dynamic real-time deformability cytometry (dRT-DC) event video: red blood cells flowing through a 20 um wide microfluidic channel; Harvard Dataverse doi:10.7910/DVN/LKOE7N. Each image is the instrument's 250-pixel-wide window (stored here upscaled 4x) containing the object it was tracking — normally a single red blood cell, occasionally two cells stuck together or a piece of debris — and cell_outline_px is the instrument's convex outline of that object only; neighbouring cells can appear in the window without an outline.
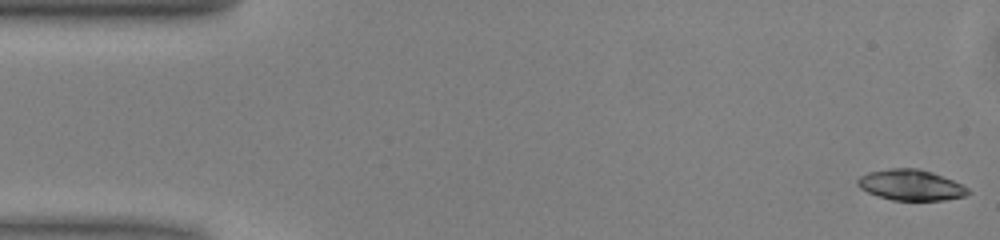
{"species": "common noctule bat (a hibernating species)", "species_latin": "Nyctalus noctula", "temperature_condition": "warm", "stored_images_in_passage": 50, "camera_frame_rate_fps": 3000, "um_per_image_px": 0.085, "animal": {"sex": "male", "body_mass_g": 13.0, "forearm_length_mm": 53.1}, "frame": {"image": 1, "passage_image": 1, "time_ms": 0.0, "image_size_px": [1000, 240], "cell_outline_px": [[972, 192], [964, 196], [944, 200], [892, 200], [868, 192], [860, 188], [856, 184], [856, 180], [860, 176], [868, 172], [888, 168], [916, 168], [932, 172], [952, 180], [968, 188]], "centroid_in_image_um": [77.4, 15.72], "position_along_channel_um": 7.6, "area_um2": 19.71}}
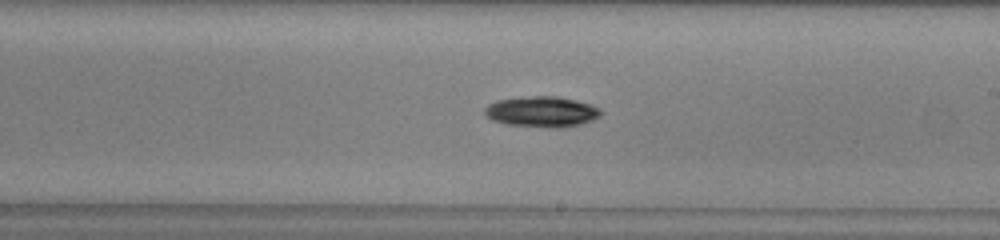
{"frame": {"image": 2, "passage_image": 28, "time_ms": 9.0, "image_size_px": [1000, 240], "cell_outline_px": [[604, 112], [600, 116], [592, 120], [580, 124], [560, 128], [552, 128], [504, 124], [492, 120], [484, 116], [484, 108], [488, 104], [496, 100], [532, 96], [556, 96], [576, 100], [600, 108]], "centroid_in_image_um": [46.03, 9.5], "position_along_channel_um": 243.0, "area_um2": 20.92}}
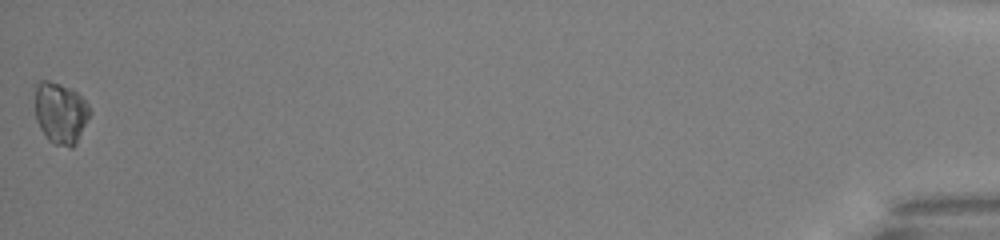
{"frame": {"image": 3, "passage_image": 50, "time_ms": 16.333, "image_size_px": [1000, 240], "cell_outline_px": [[92, 112], [76, 144], [72, 148], [68, 148], [52, 144], [48, 140], [40, 128], [36, 120], [32, 84], [36, 80], [48, 80], [72, 88], [88, 104]], "centroid_in_image_um": [5.09, 9.57], "position_along_channel_um": 430.1, "area_um2": 20.46}, "authors_computed_cell_mechanics": {"area_um2": 19.9988, "velocity_mm_per_s": 4.0345, "shape_relaxation_time_tau1_ms": 1.6282, "shape_relaxation_time_tau2_ms": null, "deformation_change_tau1": 0.066, "deformation_change_tau2": null}}